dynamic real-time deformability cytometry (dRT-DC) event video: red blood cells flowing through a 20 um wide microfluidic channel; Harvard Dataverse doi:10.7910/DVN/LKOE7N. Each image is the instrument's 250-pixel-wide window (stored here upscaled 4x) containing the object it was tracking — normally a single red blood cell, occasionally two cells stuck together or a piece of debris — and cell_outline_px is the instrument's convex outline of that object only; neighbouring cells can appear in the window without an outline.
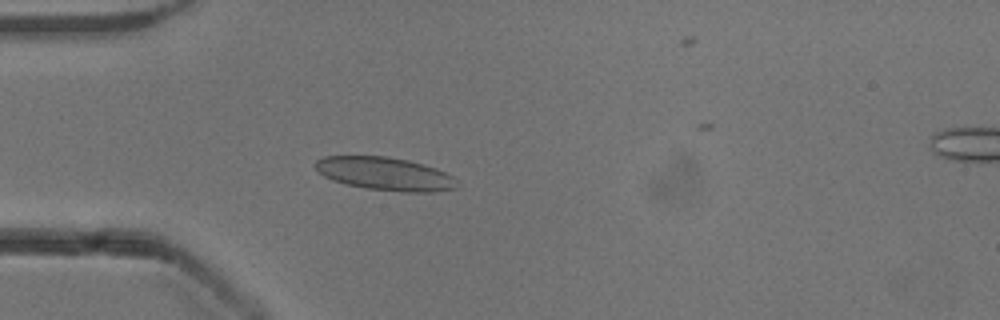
{"species": "common noctule bat (a hibernating species)", "species_latin": "Nyctalus noctula", "temperature_condition": "cold", "stored_images_in_passage": 9, "camera_frame_rate_fps": 3000, "um_per_image_px": 0.085, "animal": {"sex": "male", "body_mass_g": 13.3}, "frame": {"image": 1, "passage_image": 4, "time_ms": 1.0, "image_size_px": [1000, 320], "cell_outline_px": [[460, 184], [456, 188], [432, 192], [404, 192], [368, 188], [348, 184], [332, 180], [324, 176], [312, 164], [316, 160], [324, 156], [388, 156], [408, 160], [424, 164], [436, 168], [452, 176]], "centroid_in_image_um": [32.74, 14.76], "position_along_channel_um": 52.3, "area_um2": 27.34}}
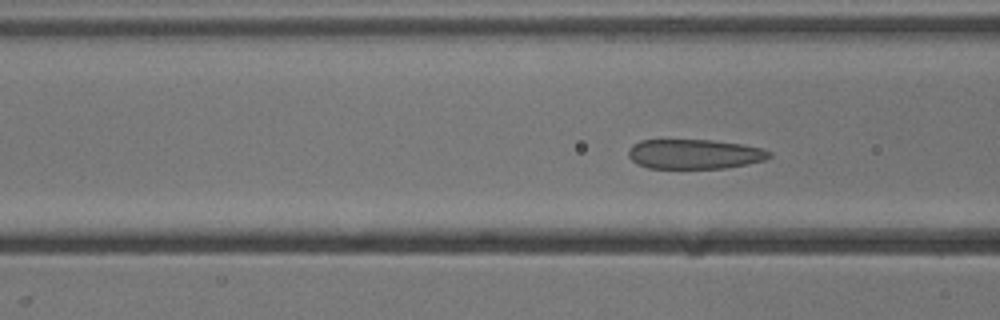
{"frame": {"image": 2, "passage_image": 9, "time_ms": 2.667, "image_size_px": [1000, 320], "cell_outline_px": [[772, 156], [764, 160], [748, 164], [724, 168], [648, 168], [636, 164], [628, 156], [628, 148], [632, 144], [640, 140], [712, 140], [744, 144], [760, 148], [772, 152]], "centroid_in_image_um": [59.01, 13.09], "position_along_channel_um": 107.6, "area_um2": 24.57}}